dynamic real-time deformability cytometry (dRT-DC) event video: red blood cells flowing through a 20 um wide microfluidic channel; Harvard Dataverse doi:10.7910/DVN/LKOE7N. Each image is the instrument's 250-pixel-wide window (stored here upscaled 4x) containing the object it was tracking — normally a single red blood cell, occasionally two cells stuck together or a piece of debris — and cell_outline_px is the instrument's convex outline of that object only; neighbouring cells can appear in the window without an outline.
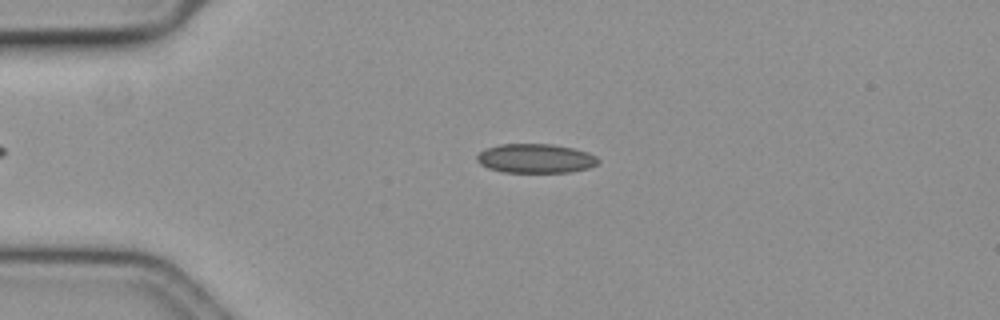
{"species": "common noctule bat (a hibernating species)", "species_latin": "Nyctalus noctula", "temperature_condition": "cold", "stored_images_in_passage": 56, "camera_frame_rate_fps": 3000, "um_per_image_px": 0.085, "animal": {"sex": "female", "body_mass_g": 19.3, "forearm_length_mm": 54.1}, "frame": {"image": 1, "passage_image": 13, "time_ms": 4.0, "image_size_px": [1000, 320], "cell_outline_px": [[600, 160], [596, 164], [588, 168], [568, 172], [504, 172], [488, 168], [480, 164], [476, 160], [476, 156], [484, 148], [500, 144], [552, 144], [572, 148], [588, 152], [596, 156]], "centroid_in_image_um": [45.49, 13.46], "position_along_channel_um": 39.5, "area_um2": 20.63}}
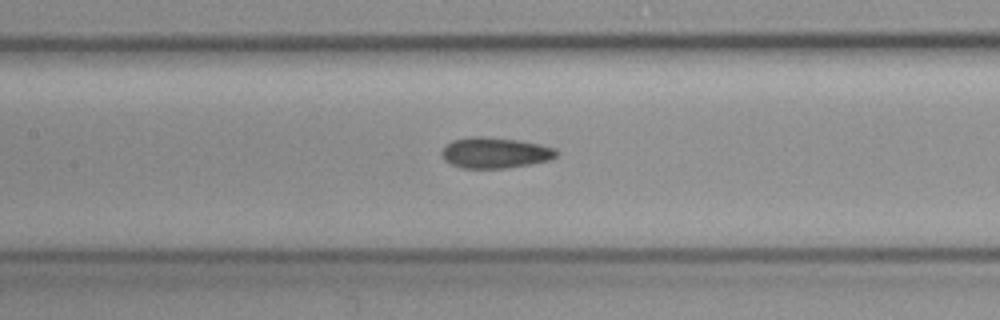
{"frame": {"image": 2, "passage_image": 26, "time_ms": 8.333, "image_size_px": [1000, 320], "cell_outline_px": [[560, 152], [556, 156], [548, 160], [528, 164], [504, 168], [460, 168], [444, 160], [440, 156], [440, 152], [452, 140], [472, 136], [484, 136], [516, 140], [540, 144], [556, 148]], "centroid_in_image_um": [42.06, 12.98], "position_along_channel_um": 165.3, "area_um2": 20.58}}
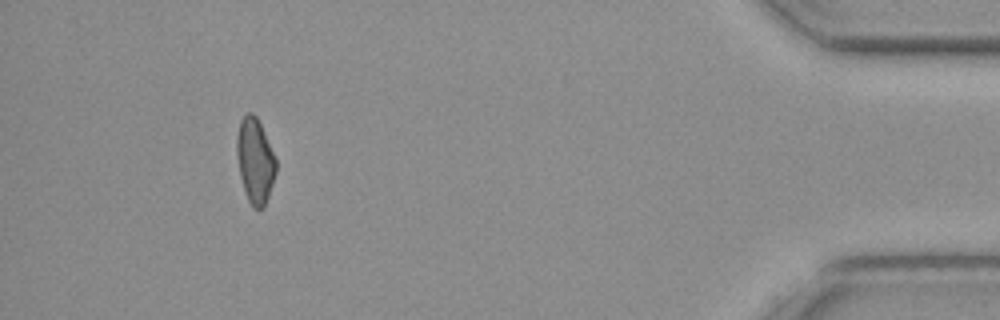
{"frame": {"image": 3, "passage_image": 52, "time_ms": 17.0, "image_size_px": [1000, 320], "cell_outline_px": [[276, 172], [264, 208], [252, 208], [244, 192], [240, 176], [236, 152], [236, 136], [240, 120], [248, 112], [252, 112], [256, 116], [260, 124], [276, 160]], "centroid_in_image_um": [21.66, 13.67], "position_along_channel_um": 413.5, "area_um2": 19.31}, "authors_computed_cell_mechanics": {"area_um2": 19.9988, "velocity_mm_per_s": 3.6322, "shape_relaxation_time_tau1_ms": 7.0673, "shape_relaxation_time_tau2_ms": 10.1494, "deformation_change_tau1": 0.0924, "deformation_change_tau2": 0.1587}}